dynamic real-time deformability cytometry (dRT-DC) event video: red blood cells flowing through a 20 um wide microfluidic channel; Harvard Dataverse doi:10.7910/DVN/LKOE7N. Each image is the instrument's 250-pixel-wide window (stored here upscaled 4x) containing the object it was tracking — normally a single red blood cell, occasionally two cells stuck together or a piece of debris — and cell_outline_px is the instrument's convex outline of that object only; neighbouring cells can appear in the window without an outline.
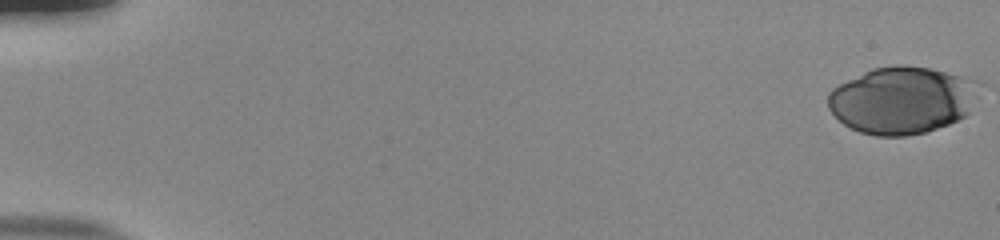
{"species": "human", "species_latin": "Homo sapiens", "temperature_condition": "room temperature", "stored_images_in_passage": 55, "camera_frame_rate_fps": 3000, "um_per_image_px": 0.085, "donor": {"sex": "male"}, "frame": {"image": 1, "passage_image": 1, "time_ms": 0.0, "image_size_px": [1000, 240], "cell_outline_px": [[968, 112], [964, 116], [948, 124], [924, 132], [904, 136], [876, 136], [860, 132], [844, 124], [828, 108], [828, 92], [832, 88], [872, 68], [896, 64], [900, 64], [928, 68], [960, 76]], "centroid_in_image_um": [76.38, 8.55], "position_along_channel_um": 8.6, "area_um2": 56.07}}